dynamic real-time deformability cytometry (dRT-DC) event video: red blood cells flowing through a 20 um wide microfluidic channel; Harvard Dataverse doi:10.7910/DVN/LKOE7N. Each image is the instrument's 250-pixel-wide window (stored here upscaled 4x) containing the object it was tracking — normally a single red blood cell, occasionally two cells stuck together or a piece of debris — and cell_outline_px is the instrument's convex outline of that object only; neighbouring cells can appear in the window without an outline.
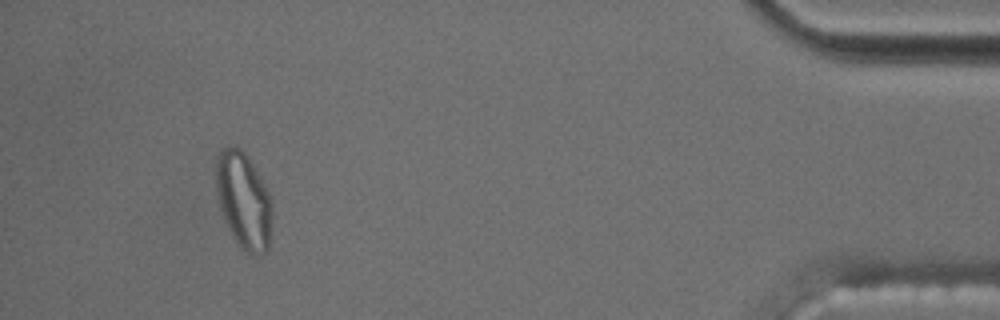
{"species": "common noctule bat (a hibernating species)", "species_latin": "Nyctalus noctula", "temperature_condition": "cold", "stored_images_in_passage": 52, "segment_of_instrument_passage": [2, 2], "camera_frame_rate_fps": 3000, "um_per_image_px": 0.085, "animal": {"sex": "male", "body_mass_g": 17.5, "forearm_length_mm": 52.3}, "frame": {"image": 1, "passage_image": 48, "time_ms": 15.667, "image_size_px": [1000, 320], "cell_outline_px": [[272, 216], [268, 252], [260, 256], [256, 256], [248, 252], [232, 236], [224, 220], [216, 196], [216, 156], [228, 144], [232, 144], [240, 148], [248, 156], [264, 184], [272, 200]], "centroid_in_image_um": [20.71, 17.02], "position_along_channel_um": 414.5, "area_um2": 31.79}}